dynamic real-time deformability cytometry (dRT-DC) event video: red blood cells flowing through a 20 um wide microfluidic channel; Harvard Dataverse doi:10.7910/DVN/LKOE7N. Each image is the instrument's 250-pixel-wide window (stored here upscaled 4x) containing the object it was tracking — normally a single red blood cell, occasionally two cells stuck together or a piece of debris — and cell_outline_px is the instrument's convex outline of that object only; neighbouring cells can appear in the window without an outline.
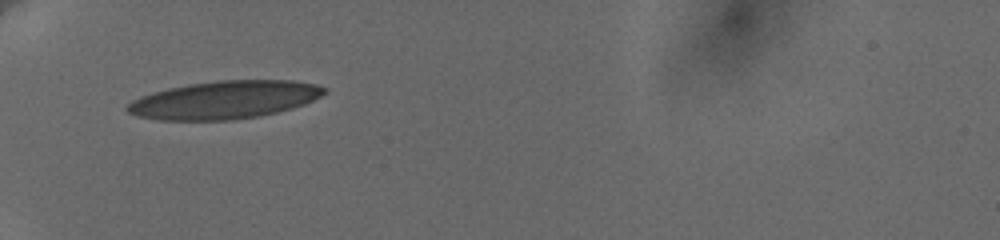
{"species": "human", "species_latin": "Homo sapiens", "temperature_condition": "cold", "stored_images_in_passage": 20, "camera_frame_rate_fps": 3000, "um_per_image_px": 0.085, "donor": {"sex": "female"}, "frame": {"image": 1, "passage_image": 1, "time_ms": 0.0, "image_size_px": [1000, 240], "cell_outline_px": [[328, 92], [304, 104], [292, 108], [260, 116], [228, 120], [160, 120], [136, 116], [128, 112], [124, 108], [132, 100], [140, 96], [152, 92], [168, 88], [188, 84], [220, 80], [292, 80], [316, 84], [328, 88]], "centroid_in_image_um": [19.07, 8.48], "position_along_channel_um": 65.9, "area_um2": 43.64}}
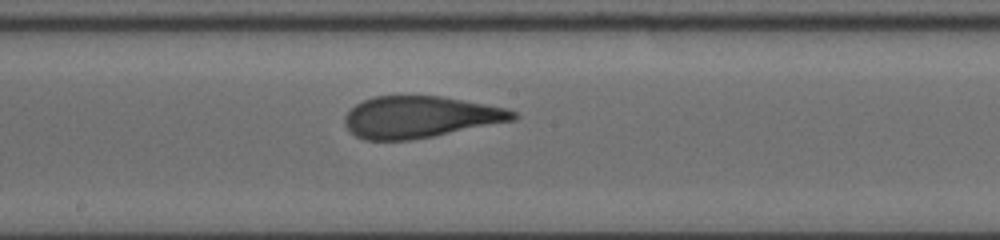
{"frame": {"image": 2, "passage_image": 11, "time_ms": 4.333, "image_size_px": [1000, 240], "cell_outline_px": [[516, 116], [512, 120], [432, 136], [408, 140], [364, 140], [348, 132], [344, 124], [344, 116], [356, 104], [372, 96], [440, 96], [504, 108], [516, 112]], "centroid_in_image_um": [35.59, 9.95], "position_along_channel_um": 212.6, "area_um2": 40.29}}
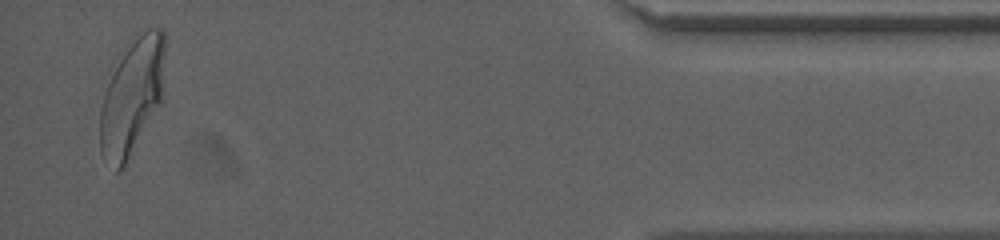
{"frame": {"image": 3, "passage_image": 20, "time_ms": 11.667, "image_size_px": [1000, 240], "cell_outline_px": [[164, 48], [160, 104], [124, 168], [116, 172], [100, 152], [100, 108], [108, 84], [120, 60], [136, 32], [148, 28], [160, 28], [164, 32]], "centroid_in_image_um": [11.21, 8.25], "position_along_channel_um": 424.0, "area_um2": 43.12}, "authors_computed_cell_mechanics": {"area_um2": 42.0784, "velocity_mm_per_s": 3.6505, "shape_relaxation_time_tau1_ms": 10.1627, "shape_relaxation_time_tau2_ms": 0.6554, "deformation_change_tau1": 0.2682, "deformation_change_tau2": 0.072}}